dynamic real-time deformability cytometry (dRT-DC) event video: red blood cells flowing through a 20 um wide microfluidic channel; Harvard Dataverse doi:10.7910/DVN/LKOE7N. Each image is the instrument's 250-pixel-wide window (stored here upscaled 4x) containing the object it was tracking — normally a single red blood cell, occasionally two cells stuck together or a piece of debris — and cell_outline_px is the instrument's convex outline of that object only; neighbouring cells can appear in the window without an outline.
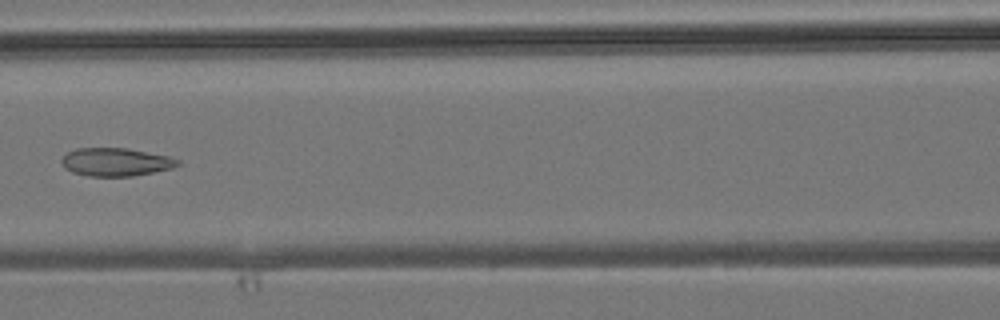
{"species": "common noctule bat (a hibernating species)", "species_latin": "Nyctalus noctula", "temperature_condition": "room temperature", "stored_images_in_passage": 7, "camera_frame_rate_fps": 3000, "um_per_image_px": 0.085, "animal": {"sex": "male", "body_mass_g": 19.2, "forearm_length_mm": 51.8}, "frame": {"image": 1, "passage_image": 7, "time_ms": 6.667, "image_size_px": [1000, 320], "cell_outline_px": [[180, 164], [172, 168], [132, 176], [88, 176], [72, 172], [64, 168], [60, 160], [68, 152], [76, 148], [128, 148], [168, 156], [180, 160]], "centroid_in_image_um": [9.82, 13.77], "position_along_channel_um": 156.8, "area_um2": 19.02}}